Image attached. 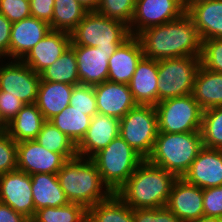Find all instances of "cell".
Segmentation results:
<instances>
[{"mask_svg":"<svg viewBox=\"0 0 222 222\" xmlns=\"http://www.w3.org/2000/svg\"><path fill=\"white\" fill-rule=\"evenodd\" d=\"M70 34L71 46H89L104 50H117L131 37L128 25L96 11H88Z\"/></svg>","mask_w":222,"mask_h":222,"instance_id":"6","label":"cell"},{"mask_svg":"<svg viewBox=\"0 0 222 222\" xmlns=\"http://www.w3.org/2000/svg\"><path fill=\"white\" fill-rule=\"evenodd\" d=\"M70 106H73L84 114L93 117L98 113L94 86L75 85L70 97Z\"/></svg>","mask_w":222,"mask_h":222,"instance_id":"36","label":"cell"},{"mask_svg":"<svg viewBox=\"0 0 222 222\" xmlns=\"http://www.w3.org/2000/svg\"><path fill=\"white\" fill-rule=\"evenodd\" d=\"M200 57H178L158 61V102L192 94Z\"/></svg>","mask_w":222,"mask_h":222,"instance_id":"9","label":"cell"},{"mask_svg":"<svg viewBox=\"0 0 222 222\" xmlns=\"http://www.w3.org/2000/svg\"><path fill=\"white\" fill-rule=\"evenodd\" d=\"M0 13L11 23L31 16L29 0H0Z\"/></svg>","mask_w":222,"mask_h":222,"instance_id":"39","label":"cell"},{"mask_svg":"<svg viewBox=\"0 0 222 222\" xmlns=\"http://www.w3.org/2000/svg\"><path fill=\"white\" fill-rule=\"evenodd\" d=\"M159 132H200L203 109L191 94L168 98L155 105Z\"/></svg>","mask_w":222,"mask_h":222,"instance_id":"7","label":"cell"},{"mask_svg":"<svg viewBox=\"0 0 222 222\" xmlns=\"http://www.w3.org/2000/svg\"><path fill=\"white\" fill-rule=\"evenodd\" d=\"M120 120L116 117L97 113L92 119L85 137L77 145V155L92 158L119 136Z\"/></svg>","mask_w":222,"mask_h":222,"instance_id":"19","label":"cell"},{"mask_svg":"<svg viewBox=\"0 0 222 222\" xmlns=\"http://www.w3.org/2000/svg\"><path fill=\"white\" fill-rule=\"evenodd\" d=\"M200 62L205 69L222 73V38L202 41Z\"/></svg>","mask_w":222,"mask_h":222,"instance_id":"37","label":"cell"},{"mask_svg":"<svg viewBox=\"0 0 222 222\" xmlns=\"http://www.w3.org/2000/svg\"><path fill=\"white\" fill-rule=\"evenodd\" d=\"M12 23L0 13V59L10 60V35Z\"/></svg>","mask_w":222,"mask_h":222,"instance_id":"44","label":"cell"},{"mask_svg":"<svg viewBox=\"0 0 222 222\" xmlns=\"http://www.w3.org/2000/svg\"><path fill=\"white\" fill-rule=\"evenodd\" d=\"M75 222H92L91 216L88 211H86L78 220Z\"/></svg>","mask_w":222,"mask_h":222,"instance_id":"48","label":"cell"},{"mask_svg":"<svg viewBox=\"0 0 222 222\" xmlns=\"http://www.w3.org/2000/svg\"><path fill=\"white\" fill-rule=\"evenodd\" d=\"M68 160L41 146L36 140L17 143V170L29 175L36 173L57 174Z\"/></svg>","mask_w":222,"mask_h":222,"instance_id":"13","label":"cell"},{"mask_svg":"<svg viewBox=\"0 0 222 222\" xmlns=\"http://www.w3.org/2000/svg\"><path fill=\"white\" fill-rule=\"evenodd\" d=\"M31 16L50 24L53 17L54 0H29Z\"/></svg>","mask_w":222,"mask_h":222,"instance_id":"43","label":"cell"},{"mask_svg":"<svg viewBox=\"0 0 222 222\" xmlns=\"http://www.w3.org/2000/svg\"><path fill=\"white\" fill-rule=\"evenodd\" d=\"M143 56L139 39L131 36L109 57L108 80L129 84Z\"/></svg>","mask_w":222,"mask_h":222,"instance_id":"23","label":"cell"},{"mask_svg":"<svg viewBox=\"0 0 222 222\" xmlns=\"http://www.w3.org/2000/svg\"><path fill=\"white\" fill-rule=\"evenodd\" d=\"M191 95L203 110L222 106V73L207 70L200 65Z\"/></svg>","mask_w":222,"mask_h":222,"instance_id":"26","label":"cell"},{"mask_svg":"<svg viewBox=\"0 0 222 222\" xmlns=\"http://www.w3.org/2000/svg\"><path fill=\"white\" fill-rule=\"evenodd\" d=\"M50 31L48 23L32 16L12 23L10 60H22Z\"/></svg>","mask_w":222,"mask_h":222,"instance_id":"21","label":"cell"},{"mask_svg":"<svg viewBox=\"0 0 222 222\" xmlns=\"http://www.w3.org/2000/svg\"><path fill=\"white\" fill-rule=\"evenodd\" d=\"M87 209L78 203H68L60 207H46L36 211L30 222H75Z\"/></svg>","mask_w":222,"mask_h":222,"instance_id":"34","label":"cell"},{"mask_svg":"<svg viewBox=\"0 0 222 222\" xmlns=\"http://www.w3.org/2000/svg\"><path fill=\"white\" fill-rule=\"evenodd\" d=\"M189 222H222L221 218L218 217H207V216H202L196 220H192Z\"/></svg>","mask_w":222,"mask_h":222,"instance_id":"47","label":"cell"},{"mask_svg":"<svg viewBox=\"0 0 222 222\" xmlns=\"http://www.w3.org/2000/svg\"><path fill=\"white\" fill-rule=\"evenodd\" d=\"M40 78L49 82L79 85L80 79L75 51L69 47L59 59L40 73Z\"/></svg>","mask_w":222,"mask_h":222,"instance_id":"31","label":"cell"},{"mask_svg":"<svg viewBox=\"0 0 222 222\" xmlns=\"http://www.w3.org/2000/svg\"><path fill=\"white\" fill-rule=\"evenodd\" d=\"M57 176L67 200L81 204L86 209L107 200L113 194L103 183L91 158L77 156L68 160Z\"/></svg>","mask_w":222,"mask_h":222,"instance_id":"3","label":"cell"},{"mask_svg":"<svg viewBox=\"0 0 222 222\" xmlns=\"http://www.w3.org/2000/svg\"><path fill=\"white\" fill-rule=\"evenodd\" d=\"M35 140L49 151L62 154L67 160L78 156L74 142L50 121H46L42 125Z\"/></svg>","mask_w":222,"mask_h":222,"instance_id":"32","label":"cell"},{"mask_svg":"<svg viewBox=\"0 0 222 222\" xmlns=\"http://www.w3.org/2000/svg\"><path fill=\"white\" fill-rule=\"evenodd\" d=\"M136 37L146 58L201 57L202 40L186 12L174 21L144 29Z\"/></svg>","mask_w":222,"mask_h":222,"instance_id":"1","label":"cell"},{"mask_svg":"<svg viewBox=\"0 0 222 222\" xmlns=\"http://www.w3.org/2000/svg\"><path fill=\"white\" fill-rule=\"evenodd\" d=\"M91 116H88L68 105L59 114L52 117L49 121L62 133L68 136L77 146L85 137L91 123Z\"/></svg>","mask_w":222,"mask_h":222,"instance_id":"28","label":"cell"},{"mask_svg":"<svg viewBox=\"0 0 222 222\" xmlns=\"http://www.w3.org/2000/svg\"><path fill=\"white\" fill-rule=\"evenodd\" d=\"M31 186L35 213L46 207H60L67 205V200L57 174L36 173L31 175Z\"/></svg>","mask_w":222,"mask_h":222,"instance_id":"25","label":"cell"},{"mask_svg":"<svg viewBox=\"0 0 222 222\" xmlns=\"http://www.w3.org/2000/svg\"><path fill=\"white\" fill-rule=\"evenodd\" d=\"M203 147L201 132H159L147 160L182 178Z\"/></svg>","mask_w":222,"mask_h":222,"instance_id":"4","label":"cell"},{"mask_svg":"<svg viewBox=\"0 0 222 222\" xmlns=\"http://www.w3.org/2000/svg\"><path fill=\"white\" fill-rule=\"evenodd\" d=\"M91 159L112 193H116L145 160L120 135Z\"/></svg>","mask_w":222,"mask_h":222,"instance_id":"5","label":"cell"},{"mask_svg":"<svg viewBox=\"0 0 222 222\" xmlns=\"http://www.w3.org/2000/svg\"><path fill=\"white\" fill-rule=\"evenodd\" d=\"M25 104L17 97L0 90V114L8 124Z\"/></svg>","mask_w":222,"mask_h":222,"instance_id":"42","label":"cell"},{"mask_svg":"<svg viewBox=\"0 0 222 222\" xmlns=\"http://www.w3.org/2000/svg\"><path fill=\"white\" fill-rule=\"evenodd\" d=\"M134 222H182L166 206L134 209Z\"/></svg>","mask_w":222,"mask_h":222,"instance_id":"40","label":"cell"},{"mask_svg":"<svg viewBox=\"0 0 222 222\" xmlns=\"http://www.w3.org/2000/svg\"><path fill=\"white\" fill-rule=\"evenodd\" d=\"M76 54L78 77L82 85H97L108 80L109 57L116 50L89 46H70Z\"/></svg>","mask_w":222,"mask_h":222,"instance_id":"16","label":"cell"},{"mask_svg":"<svg viewBox=\"0 0 222 222\" xmlns=\"http://www.w3.org/2000/svg\"><path fill=\"white\" fill-rule=\"evenodd\" d=\"M186 13L202 41L222 38V0H188Z\"/></svg>","mask_w":222,"mask_h":222,"instance_id":"20","label":"cell"},{"mask_svg":"<svg viewBox=\"0 0 222 222\" xmlns=\"http://www.w3.org/2000/svg\"><path fill=\"white\" fill-rule=\"evenodd\" d=\"M158 133L153 105L137 104L120 119L119 135L144 159L151 155Z\"/></svg>","mask_w":222,"mask_h":222,"instance_id":"8","label":"cell"},{"mask_svg":"<svg viewBox=\"0 0 222 222\" xmlns=\"http://www.w3.org/2000/svg\"><path fill=\"white\" fill-rule=\"evenodd\" d=\"M45 122L42 112L35 103L25 104L7 124V134L17 143L35 140Z\"/></svg>","mask_w":222,"mask_h":222,"instance_id":"27","label":"cell"},{"mask_svg":"<svg viewBox=\"0 0 222 222\" xmlns=\"http://www.w3.org/2000/svg\"><path fill=\"white\" fill-rule=\"evenodd\" d=\"M185 12L186 3L183 0H136L129 26L131 36H137L144 29L174 21Z\"/></svg>","mask_w":222,"mask_h":222,"instance_id":"11","label":"cell"},{"mask_svg":"<svg viewBox=\"0 0 222 222\" xmlns=\"http://www.w3.org/2000/svg\"><path fill=\"white\" fill-rule=\"evenodd\" d=\"M98 113L116 117L119 120L137 105L129 84L105 81L94 85Z\"/></svg>","mask_w":222,"mask_h":222,"instance_id":"18","label":"cell"},{"mask_svg":"<svg viewBox=\"0 0 222 222\" xmlns=\"http://www.w3.org/2000/svg\"><path fill=\"white\" fill-rule=\"evenodd\" d=\"M177 179L172 172L145 159L116 194L133 210L161 208L166 206Z\"/></svg>","mask_w":222,"mask_h":222,"instance_id":"2","label":"cell"},{"mask_svg":"<svg viewBox=\"0 0 222 222\" xmlns=\"http://www.w3.org/2000/svg\"><path fill=\"white\" fill-rule=\"evenodd\" d=\"M88 11L77 0H54L51 30L71 33Z\"/></svg>","mask_w":222,"mask_h":222,"instance_id":"30","label":"cell"},{"mask_svg":"<svg viewBox=\"0 0 222 222\" xmlns=\"http://www.w3.org/2000/svg\"><path fill=\"white\" fill-rule=\"evenodd\" d=\"M31 175L15 170L0 175V202L30 221L35 215Z\"/></svg>","mask_w":222,"mask_h":222,"instance_id":"12","label":"cell"},{"mask_svg":"<svg viewBox=\"0 0 222 222\" xmlns=\"http://www.w3.org/2000/svg\"><path fill=\"white\" fill-rule=\"evenodd\" d=\"M0 222H30V220L14 211L10 206L0 202Z\"/></svg>","mask_w":222,"mask_h":222,"instance_id":"45","label":"cell"},{"mask_svg":"<svg viewBox=\"0 0 222 222\" xmlns=\"http://www.w3.org/2000/svg\"><path fill=\"white\" fill-rule=\"evenodd\" d=\"M73 88L71 84L40 81L35 104L46 121L69 105Z\"/></svg>","mask_w":222,"mask_h":222,"instance_id":"24","label":"cell"},{"mask_svg":"<svg viewBox=\"0 0 222 222\" xmlns=\"http://www.w3.org/2000/svg\"><path fill=\"white\" fill-rule=\"evenodd\" d=\"M136 0H99L96 12L130 26Z\"/></svg>","mask_w":222,"mask_h":222,"instance_id":"35","label":"cell"},{"mask_svg":"<svg viewBox=\"0 0 222 222\" xmlns=\"http://www.w3.org/2000/svg\"><path fill=\"white\" fill-rule=\"evenodd\" d=\"M166 207L182 222L204 216L203 189L178 178L169 194Z\"/></svg>","mask_w":222,"mask_h":222,"instance_id":"15","label":"cell"},{"mask_svg":"<svg viewBox=\"0 0 222 222\" xmlns=\"http://www.w3.org/2000/svg\"><path fill=\"white\" fill-rule=\"evenodd\" d=\"M70 46V33L51 30L31 49L22 61L35 73L40 74L59 59Z\"/></svg>","mask_w":222,"mask_h":222,"instance_id":"17","label":"cell"},{"mask_svg":"<svg viewBox=\"0 0 222 222\" xmlns=\"http://www.w3.org/2000/svg\"><path fill=\"white\" fill-rule=\"evenodd\" d=\"M17 170V142L7 132L0 134V175Z\"/></svg>","mask_w":222,"mask_h":222,"instance_id":"38","label":"cell"},{"mask_svg":"<svg viewBox=\"0 0 222 222\" xmlns=\"http://www.w3.org/2000/svg\"><path fill=\"white\" fill-rule=\"evenodd\" d=\"M182 178L202 189L222 186V149L204 146Z\"/></svg>","mask_w":222,"mask_h":222,"instance_id":"14","label":"cell"},{"mask_svg":"<svg viewBox=\"0 0 222 222\" xmlns=\"http://www.w3.org/2000/svg\"><path fill=\"white\" fill-rule=\"evenodd\" d=\"M204 216L222 218V186L203 189Z\"/></svg>","mask_w":222,"mask_h":222,"instance_id":"41","label":"cell"},{"mask_svg":"<svg viewBox=\"0 0 222 222\" xmlns=\"http://www.w3.org/2000/svg\"><path fill=\"white\" fill-rule=\"evenodd\" d=\"M200 132L205 147L222 149V106L203 111Z\"/></svg>","mask_w":222,"mask_h":222,"instance_id":"33","label":"cell"},{"mask_svg":"<svg viewBox=\"0 0 222 222\" xmlns=\"http://www.w3.org/2000/svg\"><path fill=\"white\" fill-rule=\"evenodd\" d=\"M7 132V123L0 114V134Z\"/></svg>","mask_w":222,"mask_h":222,"instance_id":"49","label":"cell"},{"mask_svg":"<svg viewBox=\"0 0 222 222\" xmlns=\"http://www.w3.org/2000/svg\"><path fill=\"white\" fill-rule=\"evenodd\" d=\"M41 78L22 60L0 59V90L24 104L36 102Z\"/></svg>","mask_w":222,"mask_h":222,"instance_id":"10","label":"cell"},{"mask_svg":"<svg viewBox=\"0 0 222 222\" xmlns=\"http://www.w3.org/2000/svg\"><path fill=\"white\" fill-rule=\"evenodd\" d=\"M158 82V61L143 56L129 83L135 102L155 106L158 103Z\"/></svg>","mask_w":222,"mask_h":222,"instance_id":"22","label":"cell"},{"mask_svg":"<svg viewBox=\"0 0 222 222\" xmlns=\"http://www.w3.org/2000/svg\"><path fill=\"white\" fill-rule=\"evenodd\" d=\"M87 11H96L99 0H77Z\"/></svg>","mask_w":222,"mask_h":222,"instance_id":"46","label":"cell"},{"mask_svg":"<svg viewBox=\"0 0 222 222\" xmlns=\"http://www.w3.org/2000/svg\"><path fill=\"white\" fill-rule=\"evenodd\" d=\"M92 222H134V210L127 206L116 193L107 200L87 209Z\"/></svg>","mask_w":222,"mask_h":222,"instance_id":"29","label":"cell"}]
</instances>
